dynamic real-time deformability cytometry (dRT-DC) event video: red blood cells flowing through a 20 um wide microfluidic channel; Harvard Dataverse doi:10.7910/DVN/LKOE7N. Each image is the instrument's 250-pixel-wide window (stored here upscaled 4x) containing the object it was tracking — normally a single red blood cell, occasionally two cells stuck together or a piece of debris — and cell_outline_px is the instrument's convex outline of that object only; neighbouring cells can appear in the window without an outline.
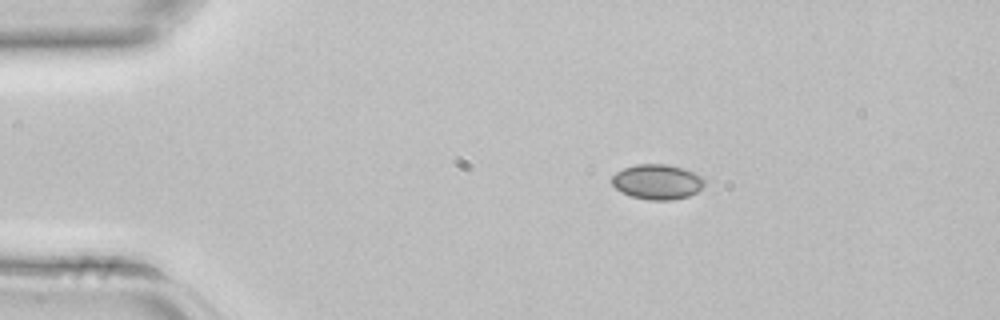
{"species": "common noctule bat (a hibernating species)", "species_latin": "Nyctalus noctula", "temperature_condition": "room temperature", "stored_images_in_passage": 3, "camera_frame_rate_fps": 3000, "um_per_image_px": 0.085, "animal": {"sex": "female", "body_mass_g": 22.7, "forearm_length_mm": 54.2}, "frame": {"image": 1, "passage_image": 2, "time_ms": 0.333, "image_size_px": [1000, 320], "cell_outline_px": [[704, 184], [696, 192], [688, 196], [672, 200], [648, 200], [632, 196], [620, 192], [612, 184], [612, 176], [616, 172], [624, 168], [636, 164], [668, 164], [684, 168], [704, 176]], "centroid_in_image_um": [55.87, 15.45], "position_along_channel_um": 29.1, "area_um2": 19.02}}